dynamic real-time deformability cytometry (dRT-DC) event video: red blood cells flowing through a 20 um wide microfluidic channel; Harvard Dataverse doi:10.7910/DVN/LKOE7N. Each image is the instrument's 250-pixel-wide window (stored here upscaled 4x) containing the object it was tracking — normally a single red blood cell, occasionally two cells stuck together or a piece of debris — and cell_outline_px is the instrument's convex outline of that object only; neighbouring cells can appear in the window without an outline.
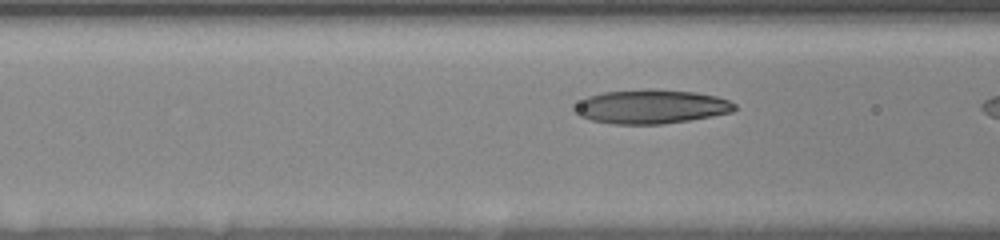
{"species": "human", "species_latin": "Homo sapiens", "temperature_condition": "room temperature", "stored_images_in_passage": 17, "camera_frame_rate_fps": 3000, "um_per_image_px": 0.085, "donor": {"sex": "female"}, "frame": {"image": 1, "passage_image": 15, "time_ms": 4.667, "image_size_px": [1000, 240], "cell_outline_px": [[736, 108], [732, 112], [712, 116], [688, 120], [660, 124], [612, 124], [592, 120], [580, 116], [572, 112], [572, 108], [576, 104], [588, 96], [604, 92], [648, 88], [656, 88], [692, 92], [716, 96], [728, 100], [736, 104]], "centroid_in_image_um": [55.32, 9.05], "position_along_channel_um": 111.3, "area_um2": 31.85}}